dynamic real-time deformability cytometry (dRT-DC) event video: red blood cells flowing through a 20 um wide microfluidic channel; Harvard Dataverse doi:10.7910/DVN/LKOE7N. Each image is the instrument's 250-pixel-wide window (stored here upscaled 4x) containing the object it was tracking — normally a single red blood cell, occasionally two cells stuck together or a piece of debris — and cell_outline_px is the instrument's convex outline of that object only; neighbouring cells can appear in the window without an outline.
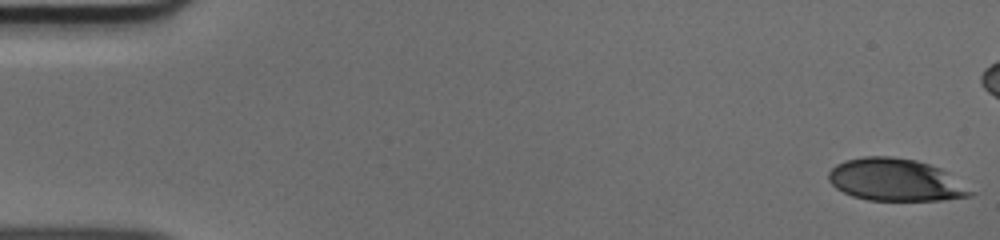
{"species": "human", "species_latin": "Homo sapiens", "temperature_condition": "cold", "stored_images_in_passage": 51, "camera_frame_rate_fps": 3000, "um_per_image_px": 0.085, "donor": {"sex": "male"}, "frame": {"image": 1, "passage_image": 1, "time_ms": 0.0, "image_size_px": [1000, 240], "cell_outline_px": [[976, 192], [972, 196], [940, 200], [868, 200], [852, 196], [836, 188], [828, 180], [828, 172], [836, 164], [844, 160], [864, 156], [892, 156], [916, 160], [940, 168]], "centroid_in_image_um": [76.1, 15.29], "position_along_channel_um": 8.9, "area_um2": 35.03}}
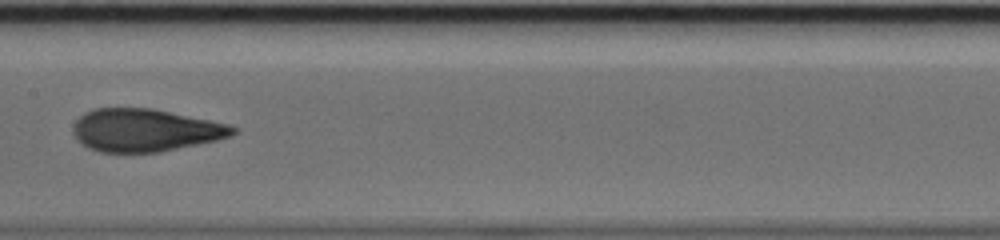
{"frame": {"image": 2, "passage_image": 26, "time_ms": 8.333, "image_size_px": [1000, 240], "cell_outline_px": [[236, 132], [232, 136], [216, 140], [160, 152], [100, 152], [88, 148], [72, 132], [72, 128], [76, 120], [84, 112], [92, 108], [152, 108], [228, 124], [236, 128]], "centroid_in_image_um": [12.31, 11.06], "position_along_channel_um": 195.1, "area_um2": 39.54}}
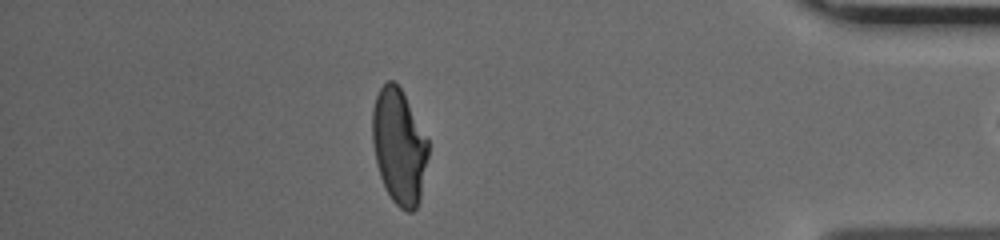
{"frame": {"image": 3, "passage_image": 44, "time_ms": 14.333, "image_size_px": [1000, 240], "cell_outline_px": [[428, 156], [420, 200], [416, 208], [412, 212], [408, 212], [400, 208], [392, 200], [380, 176], [372, 144], [372, 108], [376, 96], [380, 88], [388, 80], [392, 80], [400, 88], [428, 140]], "centroid_in_image_um": [33.91, 12.47], "position_along_channel_um": 401.3, "area_um2": 37.17}}